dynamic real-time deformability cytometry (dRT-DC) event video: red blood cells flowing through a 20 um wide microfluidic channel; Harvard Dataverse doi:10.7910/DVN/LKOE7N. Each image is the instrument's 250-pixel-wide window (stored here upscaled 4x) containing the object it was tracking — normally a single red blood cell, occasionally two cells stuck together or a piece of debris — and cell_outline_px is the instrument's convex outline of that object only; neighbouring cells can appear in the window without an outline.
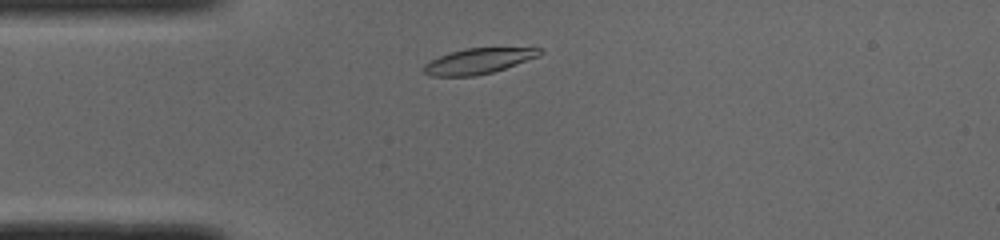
{"species": "common noctule bat (a hibernating species)", "species_latin": "Nyctalus noctula", "temperature_condition": "cold", "stored_images_in_passage": 11, "camera_frame_rate_fps": 3000, "um_per_image_px": 0.085, "animal": {"sex": "male", "body_mass_g": 19.0, "forearm_length_mm": 50.8}, "frame": {"image": 1, "passage_image": 4, "time_ms": 1.0, "image_size_px": [1000, 240], "cell_outline_px": [[544, 52], [540, 56], [492, 72], [476, 76], [432, 76], [424, 72], [424, 64], [448, 52], [464, 48], [544, 48]], "centroid_in_image_um": [40.69, 5.18], "position_along_channel_um": 44.3, "area_um2": 17.17}}